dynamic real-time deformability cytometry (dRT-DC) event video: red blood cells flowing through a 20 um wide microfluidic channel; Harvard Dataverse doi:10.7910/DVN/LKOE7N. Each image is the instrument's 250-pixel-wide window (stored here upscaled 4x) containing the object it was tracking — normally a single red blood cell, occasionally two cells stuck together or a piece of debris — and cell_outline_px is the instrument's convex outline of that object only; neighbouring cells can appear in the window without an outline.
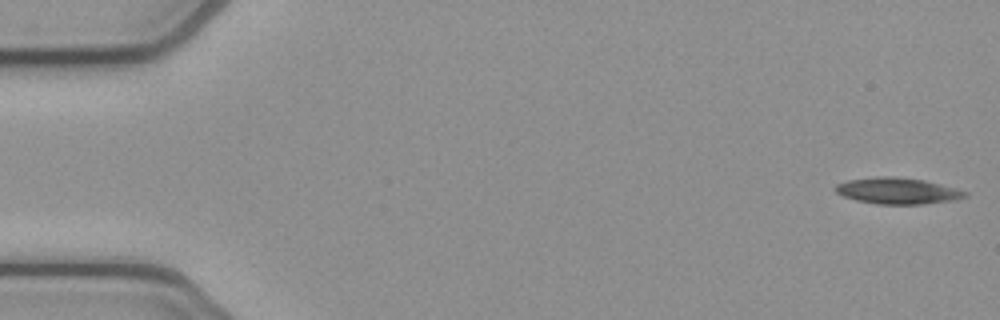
{"species": "common noctule bat (a hibernating species)", "species_latin": "Nyctalus noctula", "temperature_condition": "cold", "stored_images_in_passage": 52, "camera_frame_rate_fps": 3000, "um_per_image_px": 0.085, "animal": {"sex": "female", "body_mass_g": 21.9}, "frame": {"image": 1, "passage_image": 1, "time_ms": 0.0, "image_size_px": [1000, 320], "cell_outline_px": [[968, 196], [956, 200], [924, 204], [876, 204], [856, 200], [844, 196], [836, 192], [832, 188], [836, 184], [848, 180], [876, 176], [896, 176], [924, 180], [956, 188], [968, 192]], "centroid_in_image_um": [76.29, 16.22], "position_along_channel_um": 8.7, "area_um2": 20.06}}
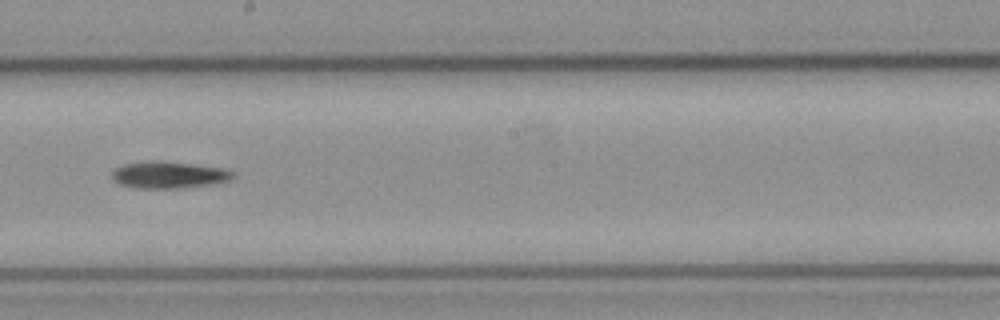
{"frame": {"image": 2, "passage_image": 29, "time_ms": 9.333, "image_size_px": [1000, 320], "cell_outline_px": [[236, 176], [228, 180], [212, 184], [180, 188], [136, 188], [120, 184], [112, 180], [112, 172], [116, 168], [124, 164], [148, 160], [164, 160], [228, 168], [236, 172]], "centroid_in_image_um": [14.39, 14.84], "position_along_channel_um": 233.8, "area_um2": 19.36}}
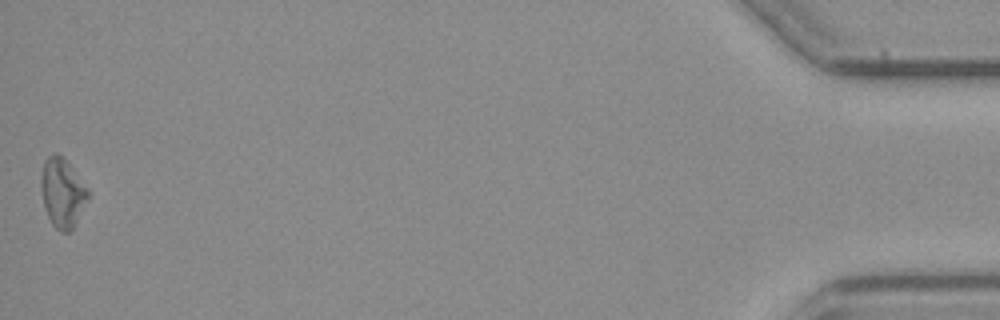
{"frame": {"image": 3, "passage_image": 52, "time_ms": 17.0, "image_size_px": [1000, 320], "cell_outline_px": [[88, 200], [72, 228], [68, 232], [60, 232], [52, 224], [44, 208], [40, 184], [40, 180], [44, 160], [52, 152], [56, 152], [68, 164], [88, 188]], "centroid_in_image_um": [5.28, 16.38], "position_along_channel_um": 429.9, "area_um2": 18.67}, "authors_computed_cell_mechanics": {"area_um2": 18.9006, "velocity_mm_per_s": 3.8785, "shape_relaxation_time_tau1_ms": 6.7419, "shape_relaxation_time_tau2_ms": null, "deformation_change_tau1": 0.1312, "deformation_change_tau2": null}}